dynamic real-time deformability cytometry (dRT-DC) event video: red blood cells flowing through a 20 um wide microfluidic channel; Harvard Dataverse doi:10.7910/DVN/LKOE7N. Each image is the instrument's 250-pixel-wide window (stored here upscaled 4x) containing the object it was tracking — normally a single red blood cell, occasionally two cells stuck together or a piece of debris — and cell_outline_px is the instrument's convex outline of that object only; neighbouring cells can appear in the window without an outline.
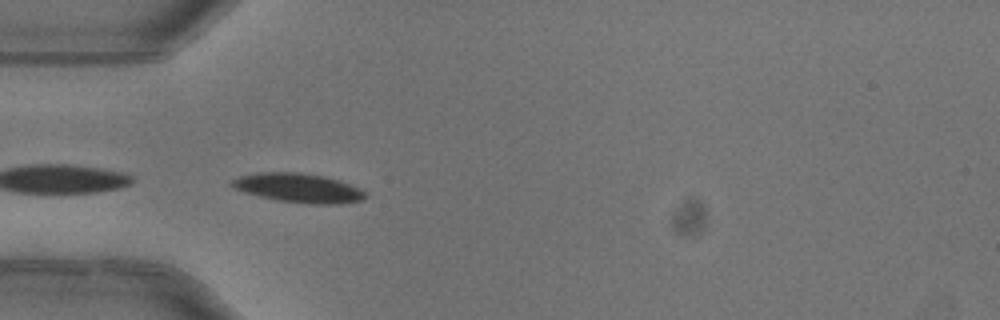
{"species": "common noctule bat (a hibernating species)", "species_latin": "Nyctalus noctula", "temperature_condition": "warm", "stored_images_in_passage": 2, "camera_frame_rate_fps": 3000, "um_per_image_px": 0.085, "animal": {"sex": "female"}, "frame": {"image": 1, "passage_image": 1, "time_ms": 0.0, "image_size_px": [1000, 320], "cell_outline_px": [[368, 196], [364, 200], [344, 204], [308, 204], [276, 200], [244, 192], [236, 188], [232, 184], [232, 180], [240, 176], [260, 172], [300, 172], [324, 176], [340, 180], [360, 188]], "centroid_in_image_um": [25.45, 15.98], "position_along_channel_um": 59.6, "area_um2": 22.77}}